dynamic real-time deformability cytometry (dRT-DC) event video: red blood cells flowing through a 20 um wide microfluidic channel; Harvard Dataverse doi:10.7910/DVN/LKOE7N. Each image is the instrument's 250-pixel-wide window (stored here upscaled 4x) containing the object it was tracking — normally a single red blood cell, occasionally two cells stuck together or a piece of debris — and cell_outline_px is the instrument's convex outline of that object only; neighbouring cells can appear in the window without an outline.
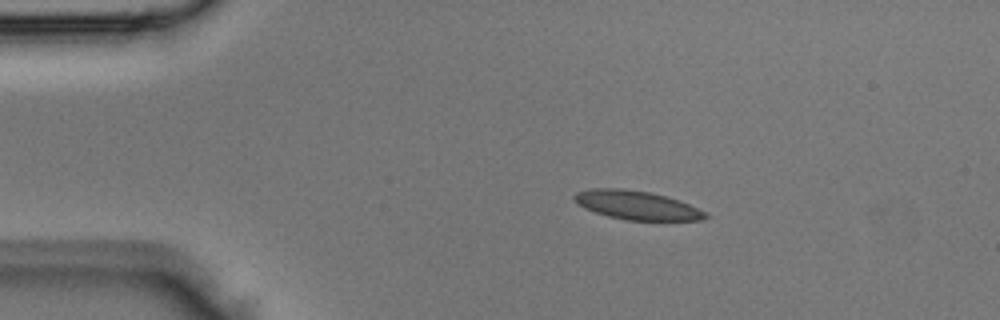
{"species": "Egyptian fruit bat (a non-hibernating species)", "species_latin": "Rousettus aegyptiacus", "temperature_condition": "room temperature", "stored_images_in_passage": 3, "camera_frame_rate_fps": 3000, "um_per_image_px": 0.085, "animal": {"sex": "male"}, "frame": {"image": 1, "passage_image": 2, "time_ms": 0.333, "image_size_px": [1000, 320], "cell_outline_px": [[712, 216], [704, 220], [628, 220], [608, 216], [584, 208], [572, 200], [572, 196], [576, 192], [592, 188], [624, 188], [652, 192], [680, 200], [708, 212]], "centroid_in_image_um": [54.16, 17.43], "position_along_channel_um": 30.8, "area_um2": 22.37}}